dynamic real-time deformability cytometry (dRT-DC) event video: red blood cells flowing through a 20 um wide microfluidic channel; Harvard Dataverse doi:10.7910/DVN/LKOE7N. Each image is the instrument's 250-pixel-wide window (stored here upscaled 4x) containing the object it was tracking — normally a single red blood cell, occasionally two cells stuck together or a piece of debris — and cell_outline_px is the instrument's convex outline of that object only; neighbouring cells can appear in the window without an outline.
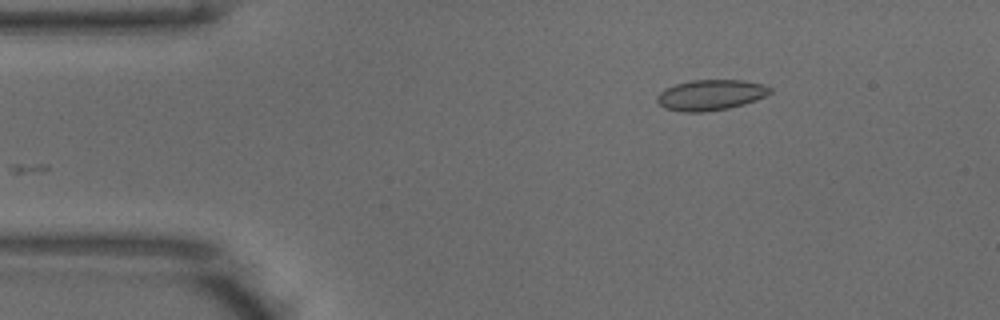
{"species": "common noctule bat (a hibernating species)", "species_latin": "Nyctalus noctula", "temperature_condition": "warm", "stored_images_in_passage": 34, "camera_frame_rate_fps": 3000, "um_per_image_px": 0.085, "animal": {"sex": "male", "body_mass_g": 18.8}, "frame": {"image": 1, "passage_image": 1, "time_ms": 0.0, "image_size_px": [1000, 320], "cell_outline_px": [[772, 92], [756, 100], [744, 104], [728, 108], [704, 112], [680, 112], [664, 108], [656, 100], [656, 96], [664, 88], [676, 84], [692, 80], [744, 80], [764, 84], [772, 88]], "centroid_in_image_um": [60.39, 8.07], "position_along_channel_um": 24.6, "area_um2": 20.29}}
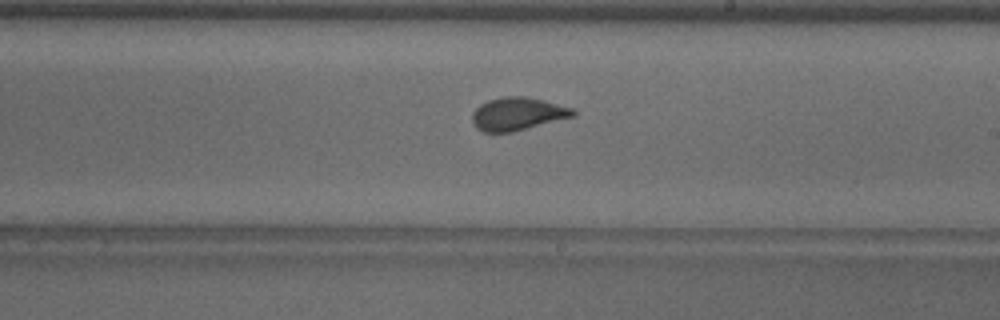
{"frame": {"image": 2, "passage_image": 22, "time_ms": 7.0, "image_size_px": [1000, 320], "cell_outline_px": [[576, 116], [512, 132], [484, 132], [476, 128], [472, 124], [472, 112], [480, 104], [488, 100], [504, 96], [524, 96], [572, 108], [576, 112]], "centroid_in_image_um": [43.96, 9.69], "position_along_channel_um": 245.0, "area_um2": 19.31}}
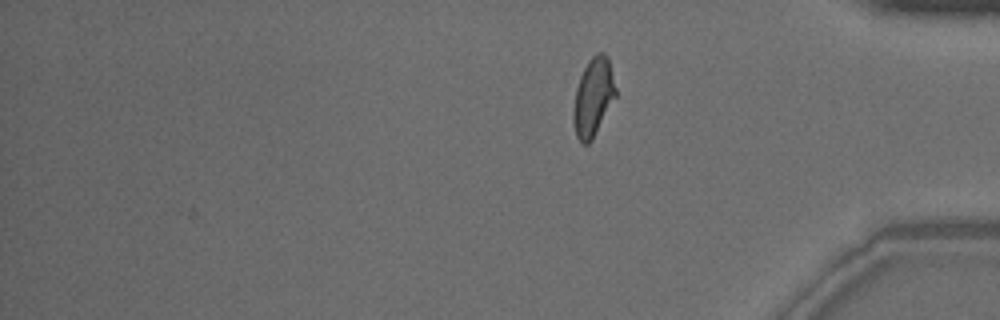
{"frame": {"image": 3, "passage_image": 34, "time_ms": 11.0, "image_size_px": [1000, 320], "cell_outline_px": [[616, 96], [592, 140], [588, 144], [584, 144], [576, 136], [572, 120], [572, 108], [576, 88], [580, 76], [588, 60], [596, 52], [604, 52], [608, 56], [616, 88]], "centroid_in_image_um": [50.41, 8.24], "position_along_channel_um": 384.8, "area_um2": 19.42}, "authors_computed_cell_mechanics": {"area_um2": 19.3052, "velocity_mm_per_s": 3.9403, "shape_relaxation_time_tau1_ms": 4.6464, "shape_relaxation_time_tau2_ms": null, "deformation_change_tau1": 0.1507, "deformation_change_tau2": null}}